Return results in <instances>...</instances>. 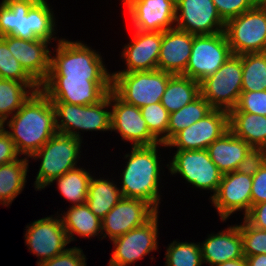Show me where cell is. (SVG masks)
<instances>
[{
    "label": "cell",
    "instance_id": "6da1fadb",
    "mask_svg": "<svg viewBox=\"0 0 266 266\" xmlns=\"http://www.w3.org/2000/svg\"><path fill=\"white\" fill-rule=\"evenodd\" d=\"M7 122L6 132L19 155L29 158L57 133L52 101L41 91L34 92Z\"/></svg>",
    "mask_w": 266,
    "mask_h": 266
},
{
    "label": "cell",
    "instance_id": "7a4b0ae2",
    "mask_svg": "<svg viewBox=\"0 0 266 266\" xmlns=\"http://www.w3.org/2000/svg\"><path fill=\"white\" fill-rule=\"evenodd\" d=\"M48 0H3L0 4V37L56 40V25Z\"/></svg>",
    "mask_w": 266,
    "mask_h": 266
},
{
    "label": "cell",
    "instance_id": "3957f363",
    "mask_svg": "<svg viewBox=\"0 0 266 266\" xmlns=\"http://www.w3.org/2000/svg\"><path fill=\"white\" fill-rule=\"evenodd\" d=\"M165 144L150 146H132L131 153L125 155L128 159L122 173V196L141 199L149 203L157 212L160 204L159 177L160 162L158 148ZM158 146V148H157Z\"/></svg>",
    "mask_w": 266,
    "mask_h": 266
},
{
    "label": "cell",
    "instance_id": "277c9868",
    "mask_svg": "<svg viewBox=\"0 0 266 266\" xmlns=\"http://www.w3.org/2000/svg\"><path fill=\"white\" fill-rule=\"evenodd\" d=\"M56 54L50 60L47 77L67 79L112 80L102 56L87 44L58 39Z\"/></svg>",
    "mask_w": 266,
    "mask_h": 266
},
{
    "label": "cell",
    "instance_id": "5b68a950",
    "mask_svg": "<svg viewBox=\"0 0 266 266\" xmlns=\"http://www.w3.org/2000/svg\"><path fill=\"white\" fill-rule=\"evenodd\" d=\"M82 140L62 134H54L37 152L29 158L40 159L41 164L34 182L38 191L69 170L77 167ZM42 158V159H41Z\"/></svg>",
    "mask_w": 266,
    "mask_h": 266
},
{
    "label": "cell",
    "instance_id": "8992f818",
    "mask_svg": "<svg viewBox=\"0 0 266 266\" xmlns=\"http://www.w3.org/2000/svg\"><path fill=\"white\" fill-rule=\"evenodd\" d=\"M173 74L162 70L112 73V91L138 108L161 101Z\"/></svg>",
    "mask_w": 266,
    "mask_h": 266
},
{
    "label": "cell",
    "instance_id": "52a82bcc",
    "mask_svg": "<svg viewBox=\"0 0 266 266\" xmlns=\"http://www.w3.org/2000/svg\"><path fill=\"white\" fill-rule=\"evenodd\" d=\"M52 104L58 133L82 140L79 130L91 132L111 130V111L106 109L110 106V92L96 104L76 105L64 102H52Z\"/></svg>",
    "mask_w": 266,
    "mask_h": 266
},
{
    "label": "cell",
    "instance_id": "ba28073f",
    "mask_svg": "<svg viewBox=\"0 0 266 266\" xmlns=\"http://www.w3.org/2000/svg\"><path fill=\"white\" fill-rule=\"evenodd\" d=\"M224 33L232 55L266 52V10L258 3L227 20Z\"/></svg>",
    "mask_w": 266,
    "mask_h": 266
},
{
    "label": "cell",
    "instance_id": "9c48e42d",
    "mask_svg": "<svg viewBox=\"0 0 266 266\" xmlns=\"http://www.w3.org/2000/svg\"><path fill=\"white\" fill-rule=\"evenodd\" d=\"M242 92V55H231L212 75L200 82V95L213 109L230 111Z\"/></svg>",
    "mask_w": 266,
    "mask_h": 266
},
{
    "label": "cell",
    "instance_id": "30bf717a",
    "mask_svg": "<svg viewBox=\"0 0 266 266\" xmlns=\"http://www.w3.org/2000/svg\"><path fill=\"white\" fill-rule=\"evenodd\" d=\"M40 90L52 102L91 105L101 101L112 90V80L47 77Z\"/></svg>",
    "mask_w": 266,
    "mask_h": 266
},
{
    "label": "cell",
    "instance_id": "8fae6325",
    "mask_svg": "<svg viewBox=\"0 0 266 266\" xmlns=\"http://www.w3.org/2000/svg\"><path fill=\"white\" fill-rule=\"evenodd\" d=\"M232 55L224 32L195 35L187 68L182 75L201 82L215 73Z\"/></svg>",
    "mask_w": 266,
    "mask_h": 266
},
{
    "label": "cell",
    "instance_id": "7c38bea8",
    "mask_svg": "<svg viewBox=\"0 0 266 266\" xmlns=\"http://www.w3.org/2000/svg\"><path fill=\"white\" fill-rule=\"evenodd\" d=\"M169 163L167 166L172 175L178 173L194 187L213 191L210 199L216 194L223 174L206 149L177 150Z\"/></svg>",
    "mask_w": 266,
    "mask_h": 266
},
{
    "label": "cell",
    "instance_id": "4fadbf2b",
    "mask_svg": "<svg viewBox=\"0 0 266 266\" xmlns=\"http://www.w3.org/2000/svg\"><path fill=\"white\" fill-rule=\"evenodd\" d=\"M158 212L145 224L113 240L109 266H129L158 248Z\"/></svg>",
    "mask_w": 266,
    "mask_h": 266
},
{
    "label": "cell",
    "instance_id": "5bb4252c",
    "mask_svg": "<svg viewBox=\"0 0 266 266\" xmlns=\"http://www.w3.org/2000/svg\"><path fill=\"white\" fill-rule=\"evenodd\" d=\"M60 218V219H59ZM25 233V244L37 256V265L65 252L69 244L60 217H45L29 224ZM66 248V249H65Z\"/></svg>",
    "mask_w": 266,
    "mask_h": 266
},
{
    "label": "cell",
    "instance_id": "9a60e30c",
    "mask_svg": "<svg viewBox=\"0 0 266 266\" xmlns=\"http://www.w3.org/2000/svg\"><path fill=\"white\" fill-rule=\"evenodd\" d=\"M229 130V113L212 109L201 120L178 132L166 147L177 150H200L207 147Z\"/></svg>",
    "mask_w": 266,
    "mask_h": 266
},
{
    "label": "cell",
    "instance_id": "2e32d148",
    "mask_svg": "<svg viewBox=\"0 0 266 266\" xmlns=\"http://www.w3.org/2000/svg\"><path fill=\"white\" fill-rule=\"evenodd\" d=\"M177 29L194 35L224 32L225 21L212 0H176Z\"/></svg>",
    "mask_w": 266,
    "mask_h": 266
},
{
    "label": "cell",
    "instance_id": "e0dca14e",
    "mask_svg": "<svg viewBox=\"0 0 266 266\" xmlns=\"http://www.w3.org/2000/svg\"><path fill=\"white\" fill-rule=\"evenodd\" d=\"M111 131L121 135L132 146H150L160 142L150 133L140 108L125 103L110 91Z\"/></svg>",
    "mask_w": 266,
    "mask_h": 266
},
{
    "label": "cell",
    "instance_id": "ac0fdd59",
    "mask_svg": "<svg viewBox=\"0 0 266 266\" xmlns=\"http://www.w3.org/2000/svg\"><path fill=\"white\" fill-rule=\"evenodd\" d=\"M122 1L127 7L135 30L164 32L175 27L176 0Z\"/></svg>",
    "mask_w": 266,
    "mask_h": 266
},
{
    "label": "cell",
    "instance_id": "d6986e66",
    "mask_svg": "<svg viewBox=\"0 0 266 266\" xmlns=\"http://www.w3.org/2000/svg\"><path fill=\"white\" fill-rule=\"evenodd\" d=\"M156 213L157 211L144 200L122 197L102 219V238L108 236L113 240L120 237L142 226Z\"/></svg>",
    "mask_w": 266,
    "mask_h": 266
},
{
    "label": "cell",
    "instance_id": "ffe728a7",
    "mask_svg": "<svg viewBox=\"0 0 266 266\" xmlns=\"http://www.w3.org/2000/svg\"><path fill=\"white\" fill-rule=\"evenodd\" d=\"M252 177L233 171L222 175L216 194L210 199L221 221L234 212L243 211L244 217L251 209Z\"/></svg>",
    "mask_w": 266,
    "mask_h": 266
},
{
    "label": "cell",
    "instance_id": "44dd1931",
    "mask_svg": "<svg viewBox=\"0 0 266 266\" xmlns=\"http://www.w3.org/2000/svg\"><path fill=\"white\" fill-rule=\"evenodd\" d=\"M6 44L12 56L41 85L47 79L50 70L51 51L48 48L50 42L42 39L24 40L6 35Z\"/></svg>",
    "mask_w": 266,
    "mask_h": 266
},
{
    "label": "cell",
    "instance_id": "7402d4cb",
    "mask_svg": "<svg viewBox=\"0 0 266 266\" xmlns=\"http://www.w3.org/2000/svg\"><path fill=\"white\" fill-rule=\"evenodd\" d=\"M132 38L131 42L124 46L121 54L126 61L127 69L116 72L157 70L162 32L134 30Z\"/></svg>",
    "mask_w": 266,
    "mask_h": 266
},
{
    "label": "cell",
    "instance_id": "603a6c76",
    "mask_svg": "<svg viewBox=\"0 0 266 266\" xmlns=\"http://www.w3.org/2000/svg\"><path fill=\"white\" fill-rule=\"evenodd\" d=\"M194 36L176 27L162 32L157 69L173 75L183 74L187 68Z\"/></svg>",
    "mask_w": 266,
    "mask_h": 266
},
{
    "label": "cell",
    "instance_id": "cb8c5ba5",
    "mask_svg": "<svg viewBox=\"0 0 266 266\" xmlns=\"http://www.w3.org/2000/svg\"><path fill=\"white\" fill-rule=\"evenodd\" d=\"M202 261L216 266L243 257L242 237L236 224L217 234H211L200 245Z\"/></svg>",
    "mask_w": 266,
    "mask_h": 266
},
{
    "label": "cell",
    "instance_id": "d4e9b609",
    "mask_svg": "<svg viewBox=\"0 0 266 266\" xmlns=\"http://www.w3.org/2000/svg\"><path fill=\"white\" fill-rule=\"evenodd\" d=\"M252 147L244 140L237 138L230 130L207 147L211 160L222 174L236 171Z\"/></svg>",
    "mask_w": 266,
    "mask_h": 266
},
{
    "label": "cell",
    "instance_id": "484cf974",
    "mask_svg": "<svg viewBox=\"0 0 266 266\" xmlns=\"http://www.w3.org/2000/svg\"><path fill=\"white\" fill-rule=\"evenodd\" d=\"M63 227L69 243L75 240L74 234L82 238L102 235V220L95 216L89 206L85 204L70 206L65 214H61Z\"/></svg>",
    "mask_w": 266,
    "mask_h": 266
},
{
    "label": "cell",
    "instance_id": "4316f807",
    "mask_svg": "<svg viewBox=\"0 0 266 266\" xmlns=\"http://www.w3.org/2000/svg\"><path fill=\"white\" fill-rule=\"evenodd\" d=\"M229 130L253 148L266 149V116L248 112H228Z\"/></svg>",
    "mask_w": 266,
    "mask_h": 266
},
{
    "label": "cell",
    "instance_id": "83f0119b",
    "mask_svg": "<svg viewBox=\"0 0 266 266\" xmlns=\"http://www.w3.org/2000/svg\"><path fill=\"white\" fill-rule=\"evenodd\" d=\"M200 95V83L188 76L172 75L160 103L169 113L180 110Z\"/></svg>",
    "mask_w": 266,
    "mask_h": 266
},
{
    "label": "cell",
    "instance_id": "f1b7e54d",
    "mask_svg": "<svg viewBox=\"0 0 266 266\" xmlns=\"http://www.w3.org/2000/svg\"><path fill=\"white\" fill-rule=\"evenodd\" d=\"M120 187L108 179L91 177L86 204L101 220L122 199Z\"/></svg>",
    "mask_w": 266,
    "mask_h": 266
},
{
    "label": "cell",
    "instance_id": "f546056e",
    "mask_svg": "<svg viewBox=\"0 0 266 266\" xmlns=\"http://www.w3.org/2000/svg\"><path fill=\"white\" fill-rule=\"evenodd\" d=\"M29 158L0 165V204L9 206L25 187Z\"/></svg>",
    "mask_w": 266,
    "mask_h": 266
},
{
    "label": "cell",
    "instance_id": "4dcf8cb0",
    "mask_svg": "<svg viewBox=\"0 0 266 266\" xmlns=\"http://www.w3.org/2000/svg\"><path fill=\"white\" fill-rule=\"evenodd\" d=\"M34 92L24 82L0 79V125L4 126L8 117L13 116Z\"/></svg>",
    "mask_w": 266,
    "mask_h": 266
},
{
    "label": "cell",
    "instance_id": "1f68e13d",
    "mask_svg": "<svg viewBox=\"0 0 266 266\" xmlns=\"http://www.w3.org/2000/svg\"><path fill=\"white\" fill-rule=\"evenodd\" d=\"M92 175L84 168L76 167L62 176L54 179L57 187L66 200L74 205L85 204L87 201L88 186Z\"/></svg>",
    "mask_w": 266,
    "mask_h": 266
},
{
    "label": "cell",
    "instance_id": "d6a6232c",
    "mask_svg": "<svg viewBox=\"0 0 266 266\" xmlns=\"http://www.w3.org/2000/svg\"><path fill=\"white\" fill-rule=\"evenodd\" d=\"M213 108L209 102L199 95L180 110L170 113L167 129V143L180 131L201 120Z\"/></svg>",
    "mask_w": 266,
    "mask_h": 266
},
{
    "label": "cell",
    "instance_id": "836d02e7",
    "mask_svg": "<svg viewBox=\"0 0 266 266\" xmlns=\"http://www.w3.org/2000/svg\"><path fill=\"white\" fill-rule=\"evenodd\" d=\"M266 90V52L242 54V92Z\"/></svg>",
    "mask_w": 266,
    "mask_h": 266
},
{
    "label": "cell",
    "instance_id": "e575fe53",
    "mask_svg": "<svg viewBox=\"0 0 266 266\" xmlns=\"http://www.w3.org/2000/svg\"><path fill=\"white\" fill-rule=\"evenodd\" d=\"M0 79L24 82L35 92L40 90V85L24 70L17 59L12 56L6 44V36L0 37Z\"/></svg>",
    "mask_w": 266,
    "mask_h": 266
},
{
    "label": "cell",
    "instance_id": "d590c367",
    "mask_svg": "<svg viewBox=\"0 0 266 266\" xmlns=\"http://www.w3.org/2000/svg\"><path fill=\"white\" fill-rule=\"evenodd\" d=\"M168 245L165 266H201L203 264L200 243L175 240Z\"/></svg>",
    "mask_w": 266,
    "mask_h": 266
},
{
    "label": "cell",
    "instance_id": "8d00e7d4",
    "mask_svg": "<svg viewBox=\"0 0 266 266\" xmlns=\"http://www.w3.org/2000/svg\"><path fill=\"white\" fill-rule=\"evenodd\" d=\"M140 110L150 133L166 145L170 113L160 102L143 106Z\"/></svg>",
    "mask_w": 266,
    "mask_h": 266
},
{
    "label": "cell",
    "instance_id": "74e56055",
    "mask_svg": "<svg viewBox=\"0 0 266 266\" xmlns=\"http://www.w3.org/2000/svg\"><path fill=\"white\" fill-rule=\"evenodd\" d=\"M243 219L242 224L238 225L242 237L243 255L266 254V230L258 229L244 217Z\"/></svg>",
    "mask_w": 266,
    "mask_h": 266
},
{
    "label": "cell",
    "instance_id": "f35d334b",
    "mask_svg": "<svg viewBox=\"0 0 266 266\" xmlns=\"http://www.w3.org/2000/svg\"><path fill=\"white\" fill-rule=\"evenodd\" d=\"M229 112H248L266 116V90L241 92L236 107Z\"/></svg>",
    "mask_w": 266,
    "mask_h": 266
},
{
    "label": "cell",
    "instance_id": "ab89813d",
    "mask_svg": "<svg viewBox=\"0 0 266 266\" xmlns=\"http://www.w3.org/2000/svg\"><path fill=\"white\" fill-rule=\"evenodd\" d=\"M220 17L227 20L255 7L259 0H212Z\"/></svg>",
    "mask_w": 266,
    "mask_h": 266
},
{
    "label": "cell",
    "instance_id": "60d3db41",
    "mask_svg": "<svg viewBox=\"0 0 266 266\" xmlns=\"http://www.w3.org/2000/svg\"><path fill=\"white\" fill-rule=\"evenodd\" d=\"M266 162V149L251 148L236 171L244 175L254 176Z\"/></svg>",
    "mask_w": 266,
    "mask_h": 266
},
{
    "label": "cell",
    "instance_id": "b9f144b4",
    "mask_svg": "<svg viewBox=\"0 0 266 266\" xmlns=\"http://www.w3.org/2000/svg\"><path fill=\"white\" fill-rule=\"evenodd\" d=\"M86 256L81 248H68L62 254L44 261L38 266H86Z\"/></svg>",
    "mask_w": 266,
    "mask_h": 266
},
{
    "label": "cell",
    "instance_id": "7bdbcfd3",
    "mask_svg": "<svg viewBox=\"0 0 266 266\" xmlns=\"http://www.w3.org/2000/svg\"><path fill=\"white\" fill-rule=\"evenodd\" d=\"M266 202V162L261 169L252 176L251 207Z\"/></svg>",
    "mask_w": 266,
    "mask_h": 266
},
{
    "label": "cell",
    "instance_id": "ee69618b",
    "mask_svg": "<svg viewBox=\"0 0 266 266\" xmlns=\"http://www.w3.org/2000/svg\"><path fill=\"white\" fill-rule=\"evenodd\" d=\"M4 127L0 125V165L10 163L19 158L14 142Z\"/></svg>",
    "mask_w": 266,
    "mask_h": 266
},
{
    "label": "cell",
    "instance_id": "f6af8a7d",
    "mask_svg": "<svg viewBox=\"0 0 266 266\" xmlns=\"http://www.w3.org/2000/svg\"><path fill=\"white\" fill-rule=\"evenodd\" d=\"M252 226L266 230V202L253 205L244 217Z\"/></svg>",
    "mask_w": 266,
    "mask_h": 266
},
{
    "label": "cell",
    "instance_id": "bcb514c9",
    "mask_svg": "<svg viewBox=\"0 0 266 266\" xmlns=\"http://www.w3.org/2000/svg\"><path fill=\"white\" fill-rule=\"evenodd\" d=\"M247 266H266V254L245 256Z\"/></svg>",
    "mask_w": 266,
    "mask_h": 266
},
{
    "label": "cell",
    "instance_id": "7dc6e473",
    "mask_svg": "<svg viewBox=\"0 0 266 266\" xmlns=\"http://www.w3.org/2000/svg\"><path fill=\"white\" fill-rule=\"evenodd\" d=\"M216 266H247V262H246L245 256H243L239 259L229 260L227 262L221 263Z\"/></svg>",
    "mask_w": 266,
    "mask_h": 266
},
{
    "label": "cell",
    "instance_id": "c3c4849f",
    "mask_svg": "<svg viewBox=\"0 0 266 266\" xmlns=\"http://www.w3.org/2000/svg\"><path fill=\"white\" fill-rule=\"evenodd\" d=\"M259 4L266 10V0H259Z\"/></svg>",
    "mask_w": 266,
    "mask_h": 266
}]
</instances>
